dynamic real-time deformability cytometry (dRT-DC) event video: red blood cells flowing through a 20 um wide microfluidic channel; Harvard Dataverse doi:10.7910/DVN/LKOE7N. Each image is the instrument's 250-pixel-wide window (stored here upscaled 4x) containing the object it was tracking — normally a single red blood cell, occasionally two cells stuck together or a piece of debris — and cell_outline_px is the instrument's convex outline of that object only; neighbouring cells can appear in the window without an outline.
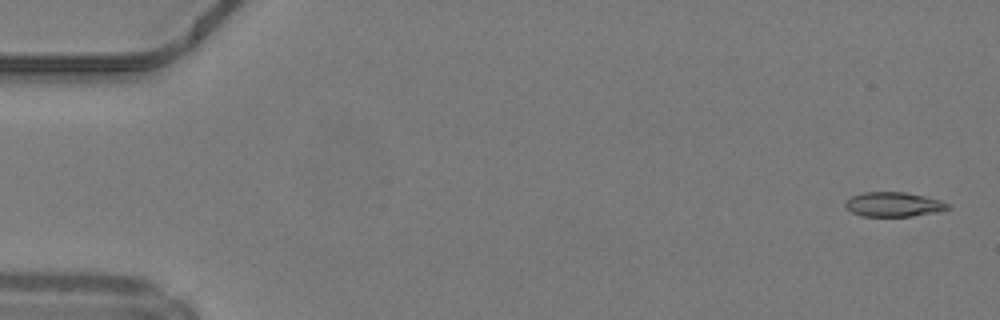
{"species": "common noctule bat (a hibernating species)", "species_latin": "Nyctalus noctula", "temperature_condition": "warm", "stored_images_in_passage": 49, "camera_frame_rate_fps": 3000, "um_per_image_px": 0.085, "animal": {"sex": "male", "body_mass_g": 19.2, "forearm_length_mm": 51.8}, "frame": {"image": 1, "passage_image": 2, "time_ms": 0.333, "image_size_px": [1000, 320], "cell_outline_px": [[952, 208], [940, 212], [912, 216], [860, 216], [852, 212], [844, 204], [852, 196], [864, 192], [904, 192], [924, 196], [940, 200], [948, 204]], "centroid_in_image_um": [76.0, 17.38], "position_along_channel_um": 9.0, "area_um2": 14.62}}
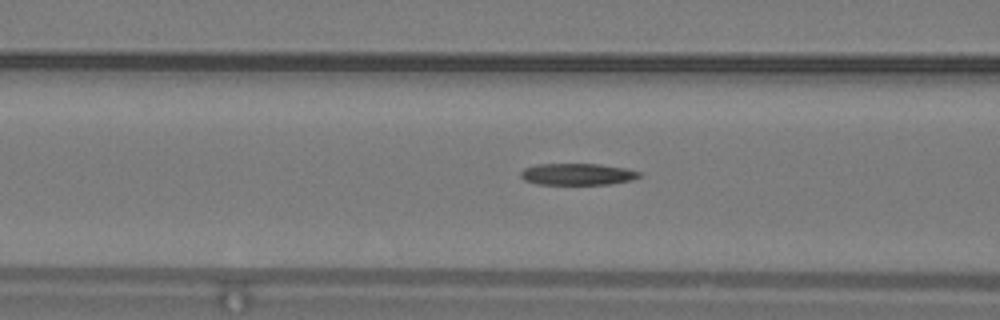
{"frame": {"image": 2, "passage_image": 20, "time_ms": 6.333, "image_size_px": [1000, 320], "cell_outline_px": [[640, 176], [632, 180], [608, 184], [536, 184], [524, 180], [520, 176], [520, 172], [524, 168], [536, 164], [600, 164], [628, 168], [640, 172]], "centroid_in_image_um": [49.07, 14.8], "position_along_channel_um": 117.5, "area_um2": 15.03}}
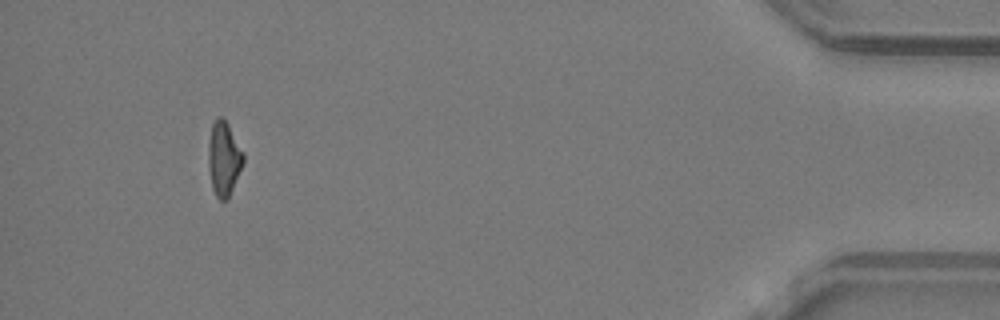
{"frame": {"image": 3, "passage_image": 46, "time_ms": 15.0, "image_size_px": [1000, 320], "cell_outline_px": [[244, 164], [228, 200], [220, 200], [216, 196], [212, 188], [208, 168], [208, 144], [212, 124], [216, 116], [220, 116], [228, 124], [244, 152]], "centroid_in_image_um": [19.03, 13.5], "position_along_channel_um": 416.2, "area_um2": 15.43}, "authors_computed_cell_mechanics": {"area_um2": 15.606, "velocity_mm_per_s": 4.2575, "shape_relaxation_time_tau1_ms": null, "shape_relaxation_time_tau2_ms": 5.9477, "deformation_change_tau1": null, "deformation_change_tau2": 0.1915}}